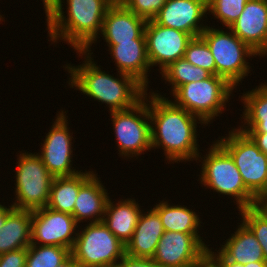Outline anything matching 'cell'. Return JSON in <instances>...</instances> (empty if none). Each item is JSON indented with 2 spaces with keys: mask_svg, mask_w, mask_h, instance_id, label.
<instances>
[{
  "mask_svg": "<svg viewBox=\"0 0 267 267\" xmlns=\"http://www.w3.org/2000/svg\"><path fill=\"white\" fill-rule=\"evenodd\" d=\"M147 103L152 149L161 147L166 161L169 160L168 162L173 164L178 161L202 160L198 150L197 135L199 134L196 128L197 123L201 125L204 123L158 93L151 92Z\"/></svg>",
  "mask_w": 267,
  "mask_h": 267,
  "instance_id": "cell-1",
  "label": "cell"
},
{
  "mask_svg": "<svg viewBox=\"0 0 267 267\" xmlns=\"http://www.w3.org/2000/svg\"><path fill=\"white\" fill-rule=\"evenodd\" d=\"M63 1L50 0L45 11L50 41L64 39L76 51L90 53L92 44L100 38L105 13L115 0H66L67 16Z\"/></svg>",
  "mask_w": 267,
  "mask_h": 267,
  "instance_id": "cell-2",
  "label": "cell"
},
{
  "mask_svg": "<svg viewBox=\"0 0 267 267\" xmlns=\"http://www.w3.org/2000/svg\"><path fill=\"white\" fill-rule=\"evenodd\" d=\"M79 56H85L84 63L78 66L66 64L65 69L70 73V88L80 90L98 102L106 104L109 111L126 110L134 107L145 96L146 89L140 82L132 76L119 72L120 78L102 71L94 63L91 53L77 51ZM82 54V55H81Z\"/></svg>",
  "mask_w": 267,
  "mask_h": 267,
  "instance_id": "cell-3",
  "label": "cell"
},
{
  "mask_svg": "<svg viewBox=\"0 0 267 267\" xmlns=\"http://www.w3.org/2000/svg\"><path fill=\"white\" fill-rule=\"evenodd\" d=\"M207 153L201 165L200 183L220 195L235 198L238 211L253 206L255 196L245 187L231 155L217 141Z\"/></svg>",
  "mask_w": 267,
  "mask_h": 267,
  "instance_id": "cell-4",
  "label": "cell"
},
{
  "mask_svg": "<svg viewBox=\"0 0 267 267\" xmlns=\"http://www.w3.org/2000/svg\"><path fill=\"white\" fill-rule=\"evenodd\" d=\"M234 89L224 78L211 75L204 80L178 87L172 93V102L207 125L225 111L226 103Z\"/></svg>",
  "mask_w": 267,
  "mask_h": 267,
  "instance_id": "cell-5",
  "label": "cell"
},
{
  "mask_svg": "<svg viewBox=\"0 0 267 267\" xmlns=\"http://www.w3.org/2000/svg\"><path fill=\"white\" fill-rule=\"evenodd\" d=\"M224 30L207 26L201 33L213 55L216 75L224 78L234 88L239 86L250 73L251 66L247 58L257 56L246 43L240 40L229 28ZM250 66V67H249Z\"/></svg>",
  "mask_w": 267,
  "mask_h": 267,
  "instance_id": "cell-6",
  "label": "cell"
},
{
  "mask_svg": "<svg viewBox=\"0 0 267 267\" xmlns=\"http://www.w3.org/2000/svg\"><path fill=\"white\" fill-rule=\"evenodd\" d=\"M18 155L16 168L15 209L34 211L48 205L54 177L36 153Z\"/></svg>",
  "mask_w": 267,
  "mask_h": 267,
  "instance_id": "cell-7",
  "label": "cell"
},
{
  "mask_svg": "<svg viewBox=\"0 0 267 267\" xmlns=\"http://www.w3.org/2000/svg\"><path fill=\"white\" fill-rule=\"evenodd\" d=\"M78 230L71 255L79 266H113L125 256V245L102 223Z\"/></svg>",
  "mask_w": 267,
  "mask_h": 267,
  "instance_id": "cell-8",
  "label": "cell"
},
{
  "mask_svg": "<svg viewBox=\"0 0 267 267\" xmlns=\"http://www.w3.org/2000/svg\"><path fill=\"white\" fill-rule=\"evenodd\" d=\"M147 97L146 92L134 107L110 112L118 154L121 156L133 158L152 149Z\"/></svg>",
  "mask_w": 267,
  "mask_h": 267,
  "instance_id": "cell-9",
  "label": "cell"
},
{
  "mask_svg": "<svg viewBox=\"0 0 267 267\" xmlns=\"http://www.w3.org/2000/svg\"><path fill=\"white\" fill-rule=\"evenodd\" d=\"M216 141L231 155L245 187L256 197L267 182V155L238 128Z\"/></svg>",
  "mask_w": 267,
  "mask_h": 267,
  "instance_id": "cell-10",
  "label": "cell"
},
{
  "mask_svg": "<svg viewBox=\"0 0 267 267\" xmlns=\"http://www.w3.org/2000/svg\"><path fill=\"white\" fill-rule=\"evenodd\" d=\"M58 113L52 128L43 140L41 153H37L54 178L74 176L81 172L72 167L73 132L69 131L67 113L64 110Z\"/></svg>",
  "mask_w": 267,
  "mask_h": 267,
  "instance_id": "cell-11",
  "label": "cell"
},
{
  "mask_svg": "<svg viewBox=\"0 0 267 267\" xmlns=\"http://www.w3.org/2000/svg\"><path fill=\"white\" fill-rule=\"evenodd\" d=\"M78 223L72 214L55 211L47 206L32 211L31 244L53 245L72 250ZM39 242V243H38Z\"/></svg>",
  "mask_w": 267,
  "mask_h": 267,
  "instance_id": "cell-12",
  "label": "cell"
},
{
  "mask_svg": "<svg viewBox=\"0 0 267 267\" xmlns=\"http://www.w3.org/2000/svg\"><path fill=\"white\" fill-rule=\"evenodd\" d=\"M144 34L146 37L147 56L150 66H158L162 71L170 63L184 58L190 34L157 24L154 20L146 22Z\"/></svg>",
  "mask_w": 267,
  "mask_h": 267,
  "instance_id": "cell-13",
  "label": "cell"
},
{
  "mask_svg": "<svg viewBox=\"0 0 267 267\" xmlns=\"http://www.w3.org/2000/svg\"><path fill=\"white\" fill-rule=\"evenodd\" d=\"M201 238L200 234L164 231L152 259L160 267H192L209 248Z\"/></svg>",
  "mask_w": 267,
  "mask_h": 267,
  "instance_id": "cell-14",
  "label": "cell"
},
{
  "mask_svg": "<svg viewBox=\"0 0 267 267\" xmlns=\"http://www.w3.org/2000/svg\"><path fill=\"white\" fill-rule=\"evenodd\" d=\"M207 14V0H167L153 20L159 25L197 37L208 26L199 24L204 21L205 15L207 18Z\"/></svg>",
  "mask_w": 267,
  "mask_h": 267,
  "instance_id": "cell-15",
  "label": "cell"
},
{
  "mask_svg": "<svg viewBox=\"0 0 267 267\" xmlns=\"http://www.w3.org/2000/svg\"><path fill=\"white\" fill-rule=\"evenodd\" d=\"M229 29L258 56H267V0H248Z\"/></svg>",
  "mask_w": 267,
  "mask_h": 267,
  "instance_id": "cell-16",
  "label": "cell"
},
{
  "mask_svg": "<svg viewBox=\"0 0 267 267\" xmlns=\"http://www.w3.org/2000/svg\"><path fill=\"white\" fill-rule=\"evenodd\" d=\"M146 22L122 3L115 1L105 13L100 34L107 44L146 39L144 34Z\"/></svg>",
  "mask_w": 267,
  "mask_h": 267,
  "instance_id": "cell-17",
  "label": "cell"
},
{
  "mask_svg": "<svg viewBox=\"0 0 267 267\" xmlns=\"http://www.w3.org/2000/svg\"><path fill=\"white\" fill-rule=\"evenodd\" d=\"M107 46L118 67L117 72L132 76L147 89L151 66L147 56L146 39H133Z\"/></svg>",
  "mask_w": 267,
  "mask_h": 267,
  "instance_id": "cell-18",
  "label": "cell"
},
{
  "mask_svg": "<svg viewBox=\"0 0 267 267\" xmlns=\"http://www.w3.org/2000/svg\"><path fill=\"white\" fill-rule=\"evenodd\" d=\"M164 234L162 221L157 211L151 208L142 211L132 238L125 245V255L133 258L152 259Z\"/></svg>",
  "mask_w": 267,
  "mask_h": 267,
  "instance_id": "cell-19",
  "label": "cell"
},
{
  "mask_svg": "<svg viewBox=\"0 0 267 267\" xmlns=\"http://www.w3.org/2000/svg\"><path fill=\"white\" fill-rule=\"evenodd\" d=\"M96 175L95 173L79 189L73 211V217L78 224L83 223V220H89V223H99L103 220L110 197Z\"/></svg>",
  "mask_w": 267,
  "mask_h": 267,
  "instance_id": "cell-20",
  "label": "cell"
},
{
  "mask_svg": "<svg viewBox=\"0 0 267 267\" xmlns=\"http://www.w3.org/2000/svg\"><path fill=\"white\" fill-rule=\"evenodd\" d=\"M122 200L113 204L109 198L102 223L126 245L134 234L142 210L135 199Z\"/></svg>",
  "mask_w": 267,
  "mask_h": 267,
  "instance_id": "cell-21",
  "label": "cell"
},
{
  "mask_svg": "<svg viewBox=\"0 0 267 267\" xmlns=\"http://www.w3.org/2000/svg\"><path fill=\"white\" fill-rule=\"evenodd\" d=\"M219 252L230 262L238 264L265 261L262 247L251 230L242 222Z\"/></svg>",
  "mask_w": 267,
  "mask_h": 267,
  "instance_id": "cell-22",
  "label": "cell"
},
{
  "mask_svg": "<svg viewBox=\"0 0 267 267\" xmlns=\"http://www.w3.org/2000/svg\"><path fill=\"white\" fill-rule=\"evenodd\" d=\"M32 211L14 209L0 228V255L31 245Z\"/></svg>",
  "mask_w": 267,
  "mask_h": 267,
  "instance_id": "cell-23",
  "label": "cell"
},
{
  "mask_svg": "<svg viewBox=\"0 0 267 267\" xmlns=\"http://www.w3.org/2000/svg\"><path fill=\"white\" fill-rule=\"evenodd\" d=\"M92 171L80 172L69 177L53 179L47 207L73 215L79 189L94 175Z\"/></svg>",
  "mask_w": 267,
  "mask_h": 267,
  "instance_id": "cell-24",
  "label": "cell"
},
{
  "mask_svg": "<svg viewBox=\"0 0 267 267\" xmlns=\"http://www.w3.org/2000/svg\"><path fill=\"white\" fill-rule=\"evenodd\" d=\"M241 101L244 104V126L238 129L243 133H267V83L243 93Z\"/></svg>",
  "mask_w": 267,
  "mask_h": 267,
  "instance_id": "cell-25",
  "label": "cell"
},
{
  "mask_svg": "<svg viewBox=\"0 0 267 267\" xmlns=\"http://www.w3.org/2000/svg\"><path fill=\"white\" fill-rule=\"evenodd\" d=\"M154 209L161 218L164 231L198 234L201 221L199 215L185 205H171L168 201H160Z\"/></svg>",
  "mask_w": 267,
  "mask_h": 267,
  "instance_id": "cell-26",
  "label": "cell"
},
{
  "mask_svg": "<svg viewBox=\"0 0 267 267\" xmlns=\"http://www.w3.org/2000/svg\"><path fill=\"white\" fill-rule=\"evenodd\" d=\"M159 73L166 82L172 85V93L181 85L201 81L212 75L207 70L191 64L185 58L170 63Z\"/></svg>",
  "mask_w": 267,
  "mask_h": 267,
  "instance_id": "cell-27",
  "label": "cell"
},
{
  "mask_svg": "<svg viewBox=\"0 0 267 267\" xmlns=\"http://www.w3.org/2000/svg\"><path fill=\"white\" fill-rule=\"evenodd\" d=\"M70 255L68 248L31 244L27 248L26 267H57Z\"/></svg>",
  "mask_w": 267,
  "mask_h": 267,
  "instance_id": "cell-28",
  "label": "cell"
},
{
  "mask_svg": "<svg viewBox=\"0 0 267 267\" xmlns=\"http://www.w3.org/2000/svg\"><path fill=\"white\" fill-rule=\"evenodd\" d=\"M242 221L254 234L263 250L267 263V210L258 209L254 206L239 210Z\"/></svg>",
  "mask_w": 267,
  "mask_h": 267,
  "instance_id": "cell-29",
  "label": "cell"
},
{
  "mask_svg": "<svg viewBox=\"0 0 267 267\" xmlns=\"http://www.w3.org/2000/svg\"><path fill=\"white\" fill-rule=\"evenodd\" d=\"M184 58L191 64L216 75L215 60L206 41L201 36L193 37L189 41Z\"/></svg>",
  "mask_w": 267,
  "mask_h": 267,
  "instance_id": "cell-30",
  "label": "cell"
},
{
  "mask_svg": "<svg viewBox=\"0 0 267 267\" xmlns=\"http://www.w3.org/2000/svg\"><path fill=\"white\" fill-rule=\"evenodd\" d=\"M247 2L248 0H207V9L228 29L239 18Z\"/></svg>",
  "mask_w": 267,
  "mask_h": 267,
  "instance_id": "cell-31",
  "label": "cell"
},
{
  "mask_svg": "<svg viewBox=\"0 0 267 267\" xmlns=\"http://www.w3.org/2000/svg\"><path fill=\"white\" fill-rule=\"evenodd\" d=\"M129 11L145 19L153 20L167 0H119Z\"/></svg>",
  "mask_w": 267,
  "mask_h": 267,
  "instance_id": "cell-32",
  "label": "cell"
},
{
  "mask_svg": "<svg viewBox=\"0 0 267 267\" xmlns=\"http://www.w3.org/2000/svg\"><path fill=\"white\" fill-rule=\"evenodd\" d=\"M27 248H20L0 255V267H26Z\"/></svg>",
  "mask_w": 267,
  "mask_h": 267,
  "instance_id": "cell-33",
  "label": "cell"
},
{
  "mask_svg": "<svg viewBox=\"0 0 267 267\" xmlns=\"http://www.w3.org/2000/svg\"><path fill=\"white\" fill-rule=\"evenodd\" d=\"M212 249L207 248L192 267H225V257L219 251L212 252Z\"/></svg>",
  "mask_w": 267,
  "mask_h": 267,
  "instance_id": "cell-34",
  "label": "cell"
},
{
  "mask_svg": "<svg viewBox=\"0 0 267 267\" xmlns=\"http://www.w3.org/2000/svg\"><path fill=\"white\" fill-rule=\"evenodd\" d=\"M116 267H160L153 259L133 258L125 255Z\"/></svg>",
  "mask_w": 267,
  "mask_h": 267,
  "instance_id": "cell-35",
  "label": "cell"
},
{
  "mask_svg": "<svg viewBox=\"0 0 267 267\" xmlns=\"http://www.w3.org/2000/svg\"><path fill=\"white\" fill-rule=\"evenodd\" d=\"M247 134L257 147L267 155V133H245Z\"/></svg>",
  "mask_w": 267,
  "mask_h": 267,
  "instance_id": "cell-36",
  "label": "cell"
},
{
  "mask_svg": "<svg viewBox=\"0 0 267 267\" xmlns=\"http://www.w3.org/2000/svg\"><path fill=\"white\" fill-rule=\"evenodd\" d=\"M253 206L258 209L267 210V182L265 187L255 197Z\"/></svg>",
  "mask_w": 267,
  "mask_h": 267,
  "instance_id": "cell-37",
  "label": "cell"
},
{
  "mask_svg": "<svg viewBox=\"0 0 267 267\" xmlns=\"http://www.w3.org/2000/svg\"><path fill=\"white\" fill-rule=\"evenodd\" d=\"M15 208L10 205L8 208L4 206L3 204L1 205L0 203V228L4 225L7 216L14 210Z\"/></svg>",
  "mask_w": 267,
  "mask_h": 267,
  "instance_id": "cell-38",
  "label": "cell"
},
{
  "mask_svg": "<svg viewBox=\"0 0 267 267\" xmlns=\"http://www.w3.org/2000/svg\"><path fill=\"white\" fill-rule=\"evenodd\" d=\"M57 267H79V265L74 260L73 256L70 255L63 263H61Z\"/></svg>",
  "mask_w": 267,
  "mask_h": 267,
  "instance_id": "cell-39",
  "label": "cell"
},
{
  "mask_svg": "<svg viewBox=\"0 0 267 267\" xmlns=\"http://www.w3.org/2000/svg\"><path fill=\"white\" fill-rule=\"evenodd\" d=\"M244 267H267V263L265 261H257L254 263L244 264Z\"/></svg>",
  "mask_w": 267,
  "mask_h": 267,
  "instance_id": "cell-40",
  "label": "cell"
},
{
  "mask_svg": "<svg viewBox=\"0 0 267 267\" xmlns=\"http://www.w3.org/2000/svg\"><path fill=\"white\" fill-rule=\"evenodd\" d=\"M225 267H244V265L235 262H230L225 258Z\"/></svg>",
  "mask_w": 267,
  "mask_h": 267,
  "instance_id": "cell-41",
  "label": "cell"
},
{
  "mask_svg": "<svg viewBox=\"0 0 267 267\" xmlns=\"http://www.w3.org/2000/svg\"><path fill=\"white\" fill-rule=\"evenodd\" d=\"M50 0H43V5H44V10L46 11L48 5H49Z\"/></svg>",
  "mask_w": 267,
  "mask_h": 267,
  "instance_id": "cell-42",
  "label": "cell"
},
{
  "mask_svg": "<svg viewBox=\"0 0 267 267\" xmlns=\"http://www.w3.org/2000/svg\"><path fill=\"white\" fill-rule=\"evenodd\" d=\"M79 267H89V266H79ZM91 267H113V266L102 265V266H91Z\"/></svg>",
  "mask_w": 267,
  "mask_h": 267,
  "instance_id": "cell-43",
  "label": "cell"
},
{
  "mask_svg": "<svg viewBox=\"0 0 267 267\" xmlns=\"http://www.w3.org/2000/svg\"><path fill=\"white\" fill-rule=\"evenodd\" d=\"M2 18L4 19V17H2V15H0V22H1V21H5V20H3Z\"/></svg>",
  "mask_w": 267,
  "mask_h": 267,
  "instance_id": "cell-44",
  "label": "cell"
}]
</instances>
